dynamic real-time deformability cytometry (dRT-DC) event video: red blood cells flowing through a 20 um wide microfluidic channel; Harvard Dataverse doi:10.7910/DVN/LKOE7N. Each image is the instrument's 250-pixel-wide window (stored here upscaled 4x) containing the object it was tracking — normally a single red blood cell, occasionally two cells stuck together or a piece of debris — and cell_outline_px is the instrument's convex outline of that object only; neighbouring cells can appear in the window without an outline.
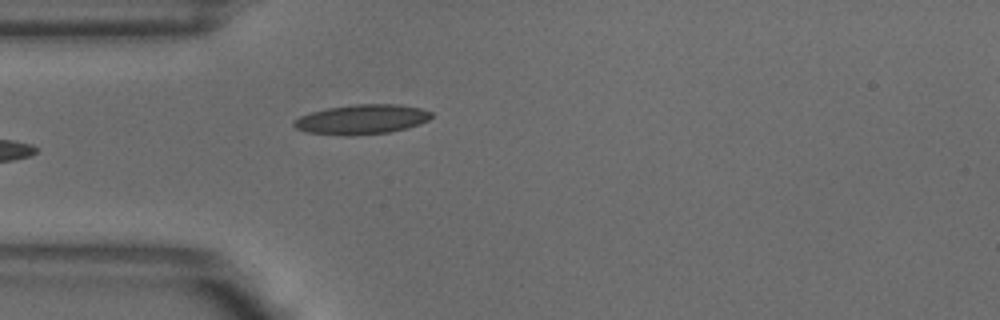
{"species": "common noctule bat (a hibernating species)", "species_latin": "Nyctalus noctula", "temperature_condition": "warm", "stored_images_in_passage": 6, "segment_of_instrument_passage": [1, 2], "camera_frame_rate_fps": 3000, "um_per_image_px": 0.085, "animal": {"sex": "male", "body_mass_g": 18.8}, "frame": {"image": 1, "passage_image": 5, "time_ms": 1.333, "image_size_px": [1000, 320], "cell_outline_px": [[432, 116], [428, 120], [420, 124], [388, 132], [352, 136], [344, 136], [308, 132], [296, 128], [292, 124], [300, 116], [312, 112], [328, 108], [356, 104], [400, 104], [420, 108], [432, 112]], "centroid_in_image_um": [30.77, 10.15], "position_along_channel_um": 54.2, "area_um2": 23.64}}